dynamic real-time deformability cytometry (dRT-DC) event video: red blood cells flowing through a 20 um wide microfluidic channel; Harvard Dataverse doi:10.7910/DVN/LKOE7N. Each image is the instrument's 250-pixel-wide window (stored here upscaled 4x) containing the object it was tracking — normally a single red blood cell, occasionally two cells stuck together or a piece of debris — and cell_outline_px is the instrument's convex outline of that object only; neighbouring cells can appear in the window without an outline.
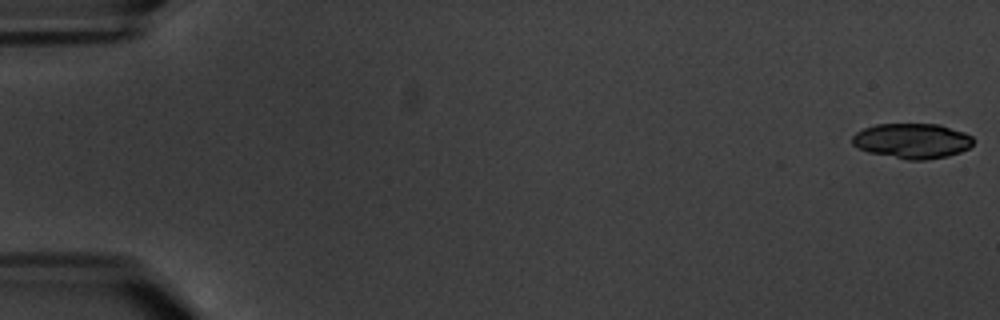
{"species": "common noctule bat (a hibernating species)", "species_latin": "Nyctalus noctula", "temperature_condition": "warm", "stored_images_in_passage": 7, "camera_frame_rate_fps": 3000, "um_per_image_px": 0.085, "animal": {"sex": "male", "body_mass_g": 20.1, "forearm_length_mm": 53.5}, "frame": {"image": 1, "passage_image": 1, "time_ms": 0.0, "image_size_px": [1000, 320], "cell_outline_px": [[976, 140], [968, 148], [960, 152], [948, 156], [928, 160], [908, 160], [868, 152], [852, 144], [852, 136], [856, 132], [864, 128], [876, 124], [940, 124], [964, 132], [972, 136]], "centroid_in_image_um": [77.56, 11.97], "position_along_channel_um": 7.4, "area_um2": 24.91}}